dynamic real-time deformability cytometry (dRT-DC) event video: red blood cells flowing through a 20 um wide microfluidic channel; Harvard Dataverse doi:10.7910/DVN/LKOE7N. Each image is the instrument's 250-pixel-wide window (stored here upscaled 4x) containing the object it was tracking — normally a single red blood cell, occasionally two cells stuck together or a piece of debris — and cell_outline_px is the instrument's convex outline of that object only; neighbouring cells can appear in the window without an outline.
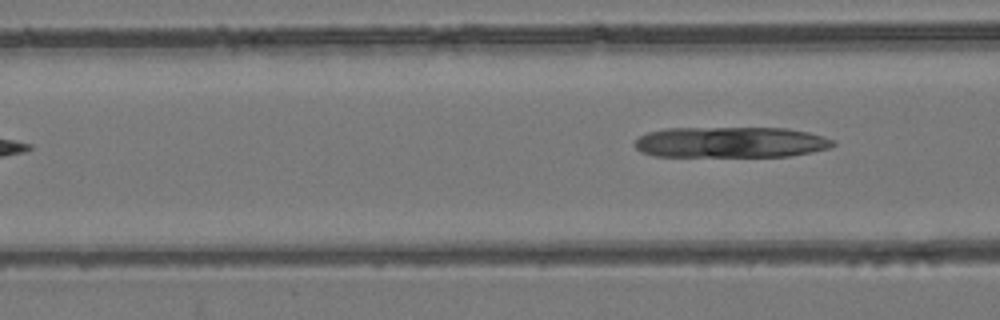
{"species": "common noctule bat (a hibernating species)", "species_latin": "Nyctalus noctula", "temperature_condition": "room temperature", "stored_images_in_passage": 3, "camera_frame_rate_fps": 3000, "um_per_image_px": 0.085, "animal": {"sex": "female", "body_mass_g": 24.6, "forearm_length_mm": 56.2}, "frame": {"image": 1, "passage_image": 3, "time_ms": 2.333, "image_size_px": [1000, 320], "cell_outline_px": [[836, 144], [828, 148], [812, 152], [788, 156], [652, 156], [640, 152], [632, 144], [640, 136], [648, 132], [668, 128], [788, 128], [808, 132], [824, 136], [836, 140]], "centroid_in_image_um": [62.11, 12.09], "position_along_channel_um": 104.5, "area_um2": 35.84}}